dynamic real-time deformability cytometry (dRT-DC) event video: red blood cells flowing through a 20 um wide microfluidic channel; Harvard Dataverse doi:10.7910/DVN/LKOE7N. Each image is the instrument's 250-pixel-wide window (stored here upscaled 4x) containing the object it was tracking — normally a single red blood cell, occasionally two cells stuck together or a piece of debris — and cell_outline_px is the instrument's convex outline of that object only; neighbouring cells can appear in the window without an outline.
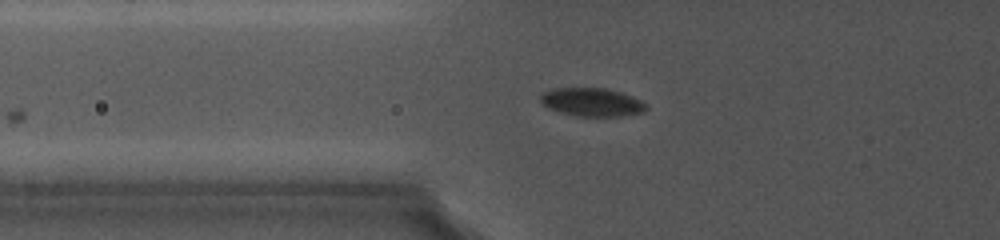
{"species": "common noctule bat (a hibernating species)", "species_latin": "Nyctalus noctula", "temperature_condition": "cold", "stored_images_in_passage": 11, "camera_frame_rate_fps": 5000, "um_per_image_px": 0.085, "animal": {"sex": "female", "body_mass_g": 19.0, "forearm_length_mm": 56.7}, "frame": {"image": 1, "passage_image": 2, "time_ms": 0.2, "image_size_px": [1000, 240], "cell_outline_px": [[648, 108], [644, 112], [624, 116], [576, 116], [560, 112], [548, 108], [540, 100], [540, 96], [544, 92], [552, 88], [608, 88], [632, 96], [648, 104]], "centroid_in_image_um": [50.34, 8.68], "position_along_channel_um": 75.5, "area_um2": 17.57}}
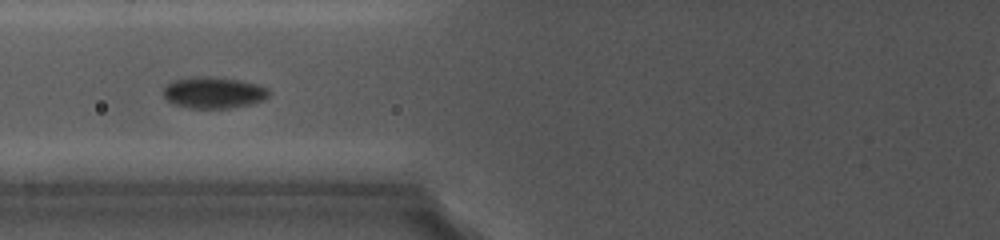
{"frame": {"image": 2, "passage_image": 5, "time_ms": 1.2, "image_size_px": [1000, 240], "cell_outline_px": [[272, 92], [264, 100], [248, 104], [228, 108], [188, 108], [172, 104], [164, 96], [164, 88], [172, 80], [192, 76], [212, 76], [240, 80], [260, 84], [268, 88]], "centroid_in_image_um": [18.17, 7.85], "position_along_channel_um": 107.6, "area_um2": 19.59}}